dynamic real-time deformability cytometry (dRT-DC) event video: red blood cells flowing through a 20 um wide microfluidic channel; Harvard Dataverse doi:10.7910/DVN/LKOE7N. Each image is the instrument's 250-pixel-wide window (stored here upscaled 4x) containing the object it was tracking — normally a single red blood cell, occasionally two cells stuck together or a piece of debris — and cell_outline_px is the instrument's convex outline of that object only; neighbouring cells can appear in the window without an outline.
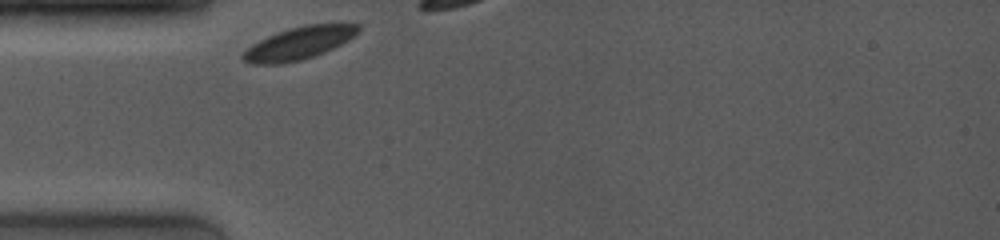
{"species": "common noctule bat (a hibernating species)", "species_latin": "Nyctalus noctula", "temperature_condition": "room temperature", "stored_images_in_passage": 6, "camera_frame_rate_fps": 4000, "um_per_image_px": 0.085, "animal": {"sex": "female", "body_mass_g": 19.0, "forearm_length_mm": 53.3}, "frame": {"image": 1, "passage_image": 1, "time_ms": 0.0, "image_size_px": [1000, 240], "cell_outline_px": [[360, 28], [348, 40], [324, 52], [300, 60], [280, 64], [252, 64], [244, 60], [240, 56], [252, 44], [276, 32], [288, 28], [304, 24], [360, 24]], "centroid_in_image_um": [25.37, 3.66], "position_along_channel_um": 59.6, "area_um2": 21.56}}